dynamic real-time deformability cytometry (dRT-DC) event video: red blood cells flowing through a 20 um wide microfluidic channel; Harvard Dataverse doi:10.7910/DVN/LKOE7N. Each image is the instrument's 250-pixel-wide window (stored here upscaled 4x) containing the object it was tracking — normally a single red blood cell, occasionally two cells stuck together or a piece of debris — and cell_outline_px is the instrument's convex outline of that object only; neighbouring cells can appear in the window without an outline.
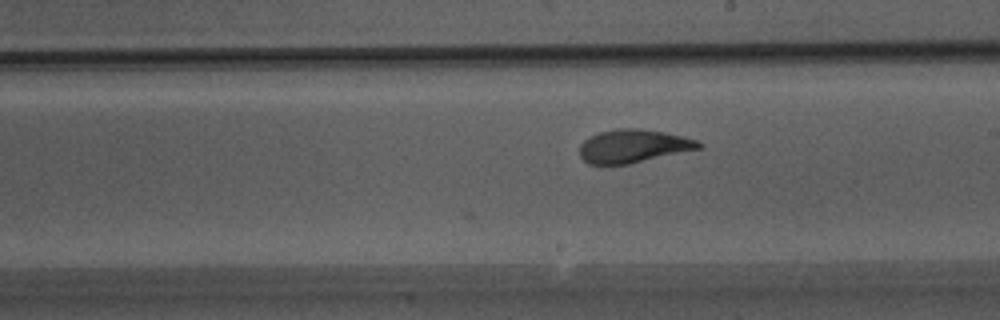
{"species": "Egyptian fruit bat (a non-hibernating species)", "species_latin": "Rousettus aegyptiacus", "temperature_condition": "warm", "stored_images_in_passage": 13, "camera_frame_rate_fps": 3000, "um_per_image_px": 0.085, "animal": {"sex": "male"}, "frame": {"image": 1, "passage_image": 13, "time_ms": 4.0, "image_size_px": [1000, 320], "cell_outline_px": [[704, 148], [628, 164], [588, 164], [580, 156], [580, 144], [584, 140], [600, 132], [616, 128], [640, 128], [664, 132], [684, 136], [696, 140], [704, 144]], "centroid_in_image_um": [53.87, 12.41], "position_along_channel_um": 235.1, "area_um2": 23.18}}